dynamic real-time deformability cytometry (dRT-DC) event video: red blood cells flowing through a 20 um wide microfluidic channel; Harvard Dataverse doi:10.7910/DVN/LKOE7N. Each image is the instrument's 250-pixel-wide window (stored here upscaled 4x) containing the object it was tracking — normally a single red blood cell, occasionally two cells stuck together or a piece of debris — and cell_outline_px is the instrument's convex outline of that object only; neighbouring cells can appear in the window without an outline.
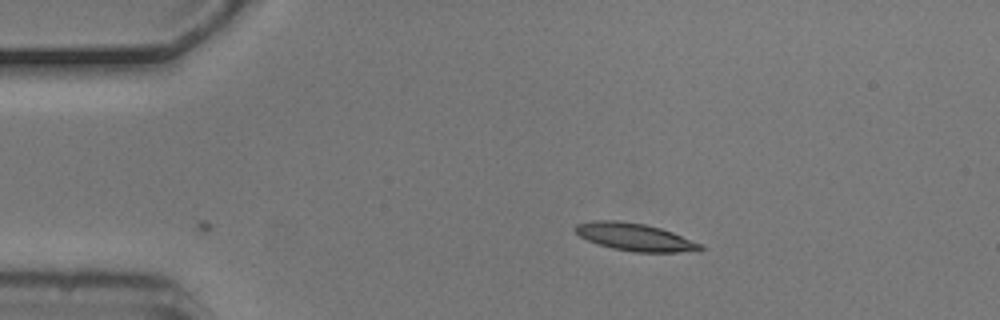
{"species": "common noctule bat (a hibernating species)", "species_latin": "Nyctalus noctula", "temperature_condition": "cold", "stored_images_in_passage": 2, "camera_frame_rate_fps": 3000, "um_per_image_px": 0.085, "animal": {"sex": "male", "body_mass_g": 20.5, "forearm_length_mm": 52.5}, "frame": {"image": 1, "passage_image": 2, "time_ms": 0.333, "image_size_px": [1000, 320], "cell_outline_px": [[704, 248], [700, 252], [636, 252], [612, 248], [588, 240], [580, 236], [572, 228], [576, 224], [596, 220], [616, 220], [644, 224], [660, 228], [672, 232], [704, 244]], "centroid_in_image_um": [54.03, 20.15], "position_along_channel_um": 31.0, "area_um2": 20.17}}